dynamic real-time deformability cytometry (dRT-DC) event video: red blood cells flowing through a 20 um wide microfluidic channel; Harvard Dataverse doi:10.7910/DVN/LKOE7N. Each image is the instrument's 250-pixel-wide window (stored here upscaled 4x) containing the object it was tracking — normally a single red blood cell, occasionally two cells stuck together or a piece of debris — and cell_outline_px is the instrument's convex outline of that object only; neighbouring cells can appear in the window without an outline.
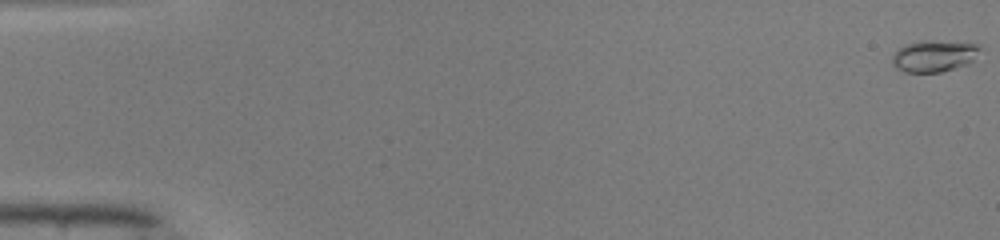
{"species": "common noctule bat (a hibernating species)", "species_latin": "Nyctalus noctula", "temperature_condition": "warm", "stored_images_in_passage": 50, "camera_frame_rate_fps": 3000, "um_per_image_px": 0.085, "animal": {"sex": "male", "body_mass_g": 19.0, "forearm_length_mm": 50.8}, "frame": {"image": 1, "passage_image": 1, "time_ms": 0.0, "image_size_px": [1000, 240], "cell_outline_px": [[984, 48], [968, 64], [956, 68], [940, 72], [904, 72], [896, 68], [892, 64], [892, 56], [904, 44], [920, 40], [932, 40], [980, 44]], "centroid_in_image_um": [79.42, 4.75], "position_along_channel_um": 5.6, "area_um2": 16.42}}
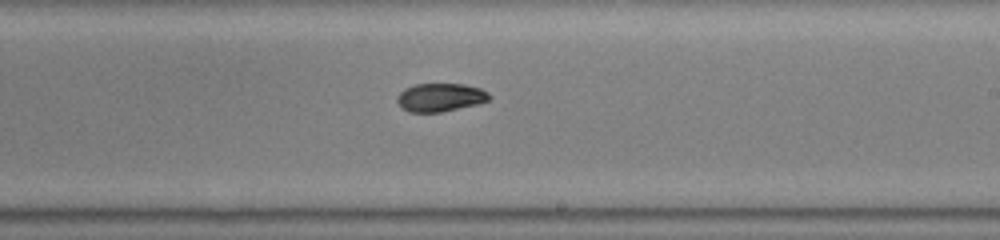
{"frame": {"image": 2, "passage_image": 31, "time_ms": 10.0, "image_size_px": [1000, 240], "cell_outline_px": [[492, 96], [488, 100], [476, 104], [440, 112], [408, 112], [396, 100], [396, 96], [404, 88], [416, 84], [464, 84], [480, 88], [488, 92]], "centroid_in_image_um": [37.42, 8.26], "position_along_channel_um": 251.6, "area_um2": 15.09}}
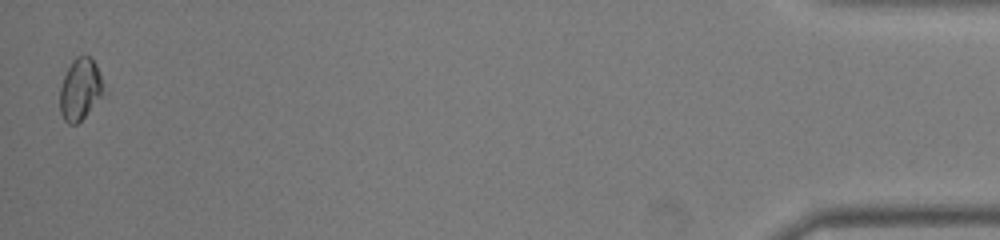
{"frame": {"image": 3, "passage_image": 50, "time_ms": 16.333, "image_size_px": [1000, 240], "cell_outline_px": [[108, 92], [76, 124], [68, 124], [64, 120], [60, 112], [60, 88], [64, 76], [72, 60], [76, 56], [88, 56], [96, 64]], "centroid_in_image_um": [6.86, 7.59], "position_along_channel_um": 428.3, "area_um2": 15.95}, "authors_computed_cell_mechanics": {"area_um2": 15.3748, "velocity_mm_per_s": 4.1559, "shape_relaxation_time_tau1_ms": 6.9891, "shape_relaxation_time_tau2_ms": 2.0773, "deformation_change_tau1": 0.1894, "deformation_change_tau2": 0.0336}}